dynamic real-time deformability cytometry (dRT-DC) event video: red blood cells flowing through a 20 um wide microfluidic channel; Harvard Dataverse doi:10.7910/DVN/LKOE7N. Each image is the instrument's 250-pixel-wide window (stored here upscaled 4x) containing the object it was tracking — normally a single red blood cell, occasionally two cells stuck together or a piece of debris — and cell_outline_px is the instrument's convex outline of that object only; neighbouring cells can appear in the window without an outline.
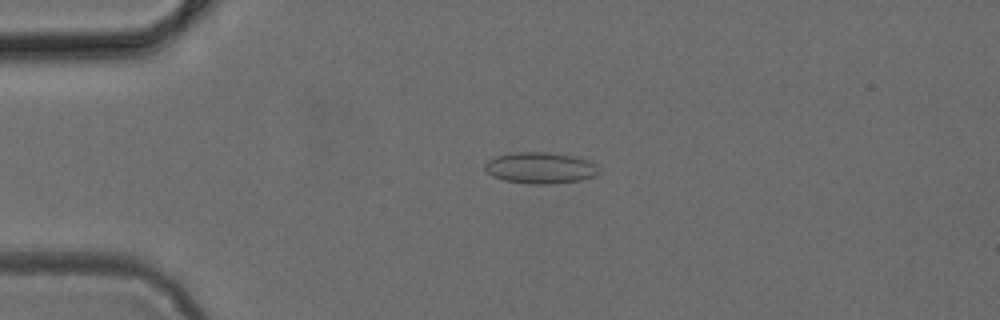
{"species": "common noctule bat (a hibernating species)", "species_latin": "Nyctalus noctula", "temperature_condition": "cold", "stored_images_in_passage": 49, "camera_frame_rate_fps": 3000, "um_per_image_px": 0.085, "animal": {"sex": "female", "body_mass_g": 24.6, "forearm_length_mm": 56.2}, "frame": {"image": 1, "passage_image": 12, "time_ms": 3.667, "image_size_px": [1000, 320], "cell_outline_px": [[596, 176], [580, 180], [552, 184], [532, 184], [504, 180], [492, 176], [484, 168], [484, 164], [488, 160], [496, 156], [512, 152], [548, 152], [576, 156], [588, 160], [596, 164]], "centroid_in_image_um": [45.91, 14.26], "position_along_channel_um": 39.1, "area_um2": 20.81}}
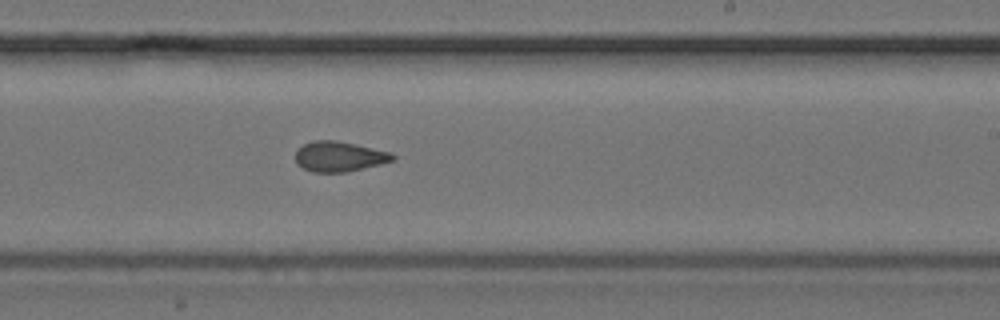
{"frame": {"image": 2, "passage_image": 30, "time_ms": 9.667, "image_size_px": [1000, 320], "cell_outline_px": [[396, 160], [348, 172], [312, 172], [296, 164], [296, 148], [312, 140], [336, 140], [392, 152], [396, 156]], "centroid_in_image_um": [28.84, 13.3], "position_along_channel_um": 260.2, "area_um2": 17.28}}
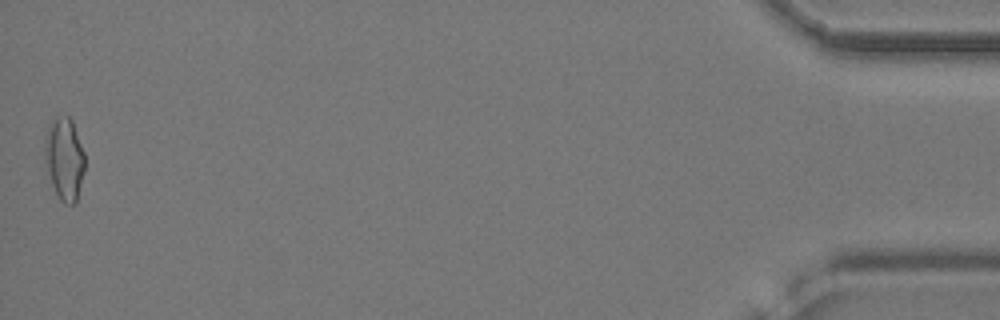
{"frame": {"image": 3, "passage_image": 49, "time_ms": 16.0, "image_size_px": [1000, 320], "cell_outline_px": [[84, 172], [76, 200], [72, 204], [64, 204], [60, 200], [52, 184], [44, 160], [44, 140], [48, 124], [56, 116], [68, 116], [72, 120], [84, 152]], "centroid_in_image_um": [5.45, 13.46], "position_along_channel_um": 429.7, "area_um2": 19.25}}